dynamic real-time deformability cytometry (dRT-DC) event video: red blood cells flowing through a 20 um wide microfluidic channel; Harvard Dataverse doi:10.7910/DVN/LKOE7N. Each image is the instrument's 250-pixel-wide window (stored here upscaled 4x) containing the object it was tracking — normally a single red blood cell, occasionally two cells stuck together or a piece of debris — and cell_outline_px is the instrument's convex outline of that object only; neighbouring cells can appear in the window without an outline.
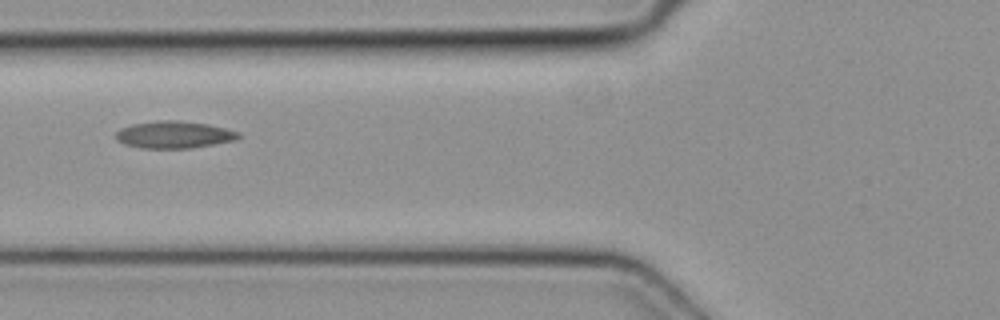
{"species": "common noctule bat (a hibernating species)", "species_latin": "Nyctalus noctula", "temperature_condition": "cold", "stored_images_in_passage": 3, "camera_frame_rate_fps": 3000, "um_per_image_px": 0.085, "animal": {"sex": "female", "body_mass_g": 19.3, "forearm_length_mm": 54.1}, "frame": {"image": 1, "passage_image": 2, "time_ms": 0.333, "image_size_px": [1000, 320], "cell_outline_px": [[240, 136], [236, 140], [192, 148], [140, 148], [124, 144], [116, 140], [116, 132], [120, 128], [132, 124], [156, 120], [176, 120], [208, 124], [240, 132]], "centroid_in_image_um": [14.77, 11.45], "position_along_channel_um": 111.0, "area_um2": 19.48}}
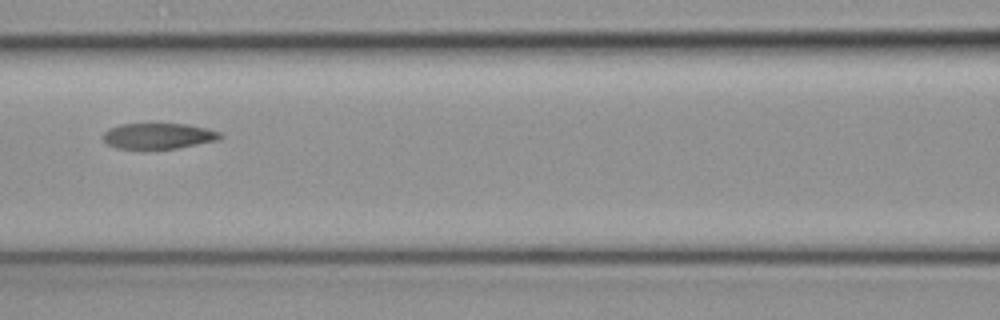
{"frame": {"image": 2, "passage_image": 3, "time_ms": 0.667, "image_size_px": [1000, 320], "cell_outline_px": [[224, 136], [220, 140], [176, 148], [116, 148], [108, 144], [104, 140], [104, 132], [108, 128], [120, 124], [188, 124], [208, 128], [220, 132]], "centroid_in_image_um": [13.51, 11.54], "position_along_channel_um": 153.1, "area_um2": 17.51}}